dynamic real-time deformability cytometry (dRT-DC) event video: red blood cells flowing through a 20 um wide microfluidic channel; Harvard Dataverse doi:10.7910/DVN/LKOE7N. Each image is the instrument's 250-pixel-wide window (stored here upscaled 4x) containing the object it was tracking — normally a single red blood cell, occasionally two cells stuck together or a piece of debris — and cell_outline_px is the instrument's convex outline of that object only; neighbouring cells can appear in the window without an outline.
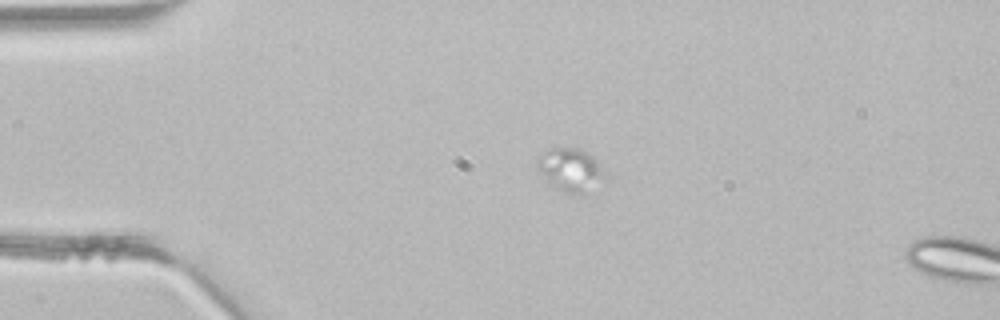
{"species": "common noctule bat (a hibernating species)", "species_latin": "Nyctalus noctula", "temperature_condition": "room temperature", "stored_images_in_passage": 3, "segment_of_instrument_passage": [1, 2], "camera_frame_rate_fps": 3000, "um_per_image_px": 0.085, "animal": {"sex": "male", "body_mass_g": 21.5, "forearm_length_mm": 52.0}, "frame": {"image": 1, "passage_image": 2, "time_ms": 0.333, "image_size_px": [1000, 320], "cell_outline_px": [[604, 180], [580, 196], [564, 192], [548, 184], [536, 164], [536, 160], [540, 152], [552, 148], [576, 148], [592, 156], [596, 160], [604, 176]], "centroid_in_image_um": [48.43, 14.45], "position_along_channel_um": 36.6, "area_um2": 16.82}}